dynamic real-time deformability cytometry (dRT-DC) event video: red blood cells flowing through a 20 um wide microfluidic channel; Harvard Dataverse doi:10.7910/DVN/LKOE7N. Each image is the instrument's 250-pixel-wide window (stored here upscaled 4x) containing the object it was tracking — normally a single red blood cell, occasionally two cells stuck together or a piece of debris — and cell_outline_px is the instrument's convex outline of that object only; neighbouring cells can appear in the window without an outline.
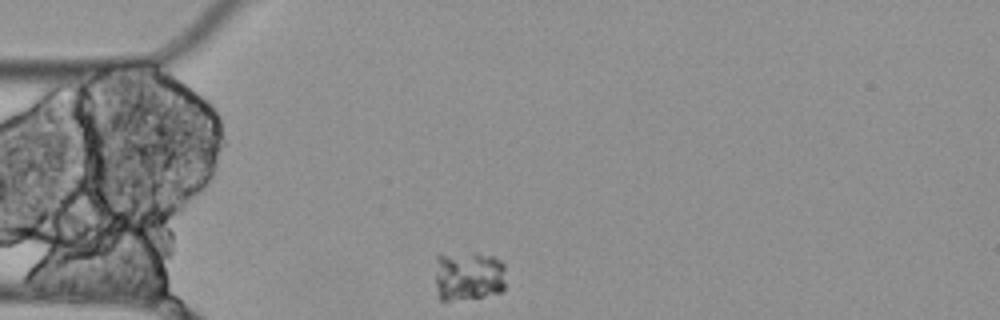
{"species": "Egyptian fruit bat (a non-hibernating species)", "species_latin": "Rousettus aegyptiacus", "temperature_condition": "cold", "stored_images_in_passage": 6, "camera_frame_rate_fps": 3000, "um_per_image_px": 0.085, "animal": {"sex": "female"}, "frame": {"image": 1, "passage_image": 1, "time_ms": 0.0, "image_size_px": [1000, 320], "cell_outline_px": [[504, 288], [500, 292], [480, 296], [448, 300], [440, 300], [436, 284], [436, 256], [476, 252], [492, 256], [500, 260], [504, 264]], "centroid_in_image_um": [39.82, 23.43], "position_along_channel_um": 45.2, "area_um2": 20.29}}
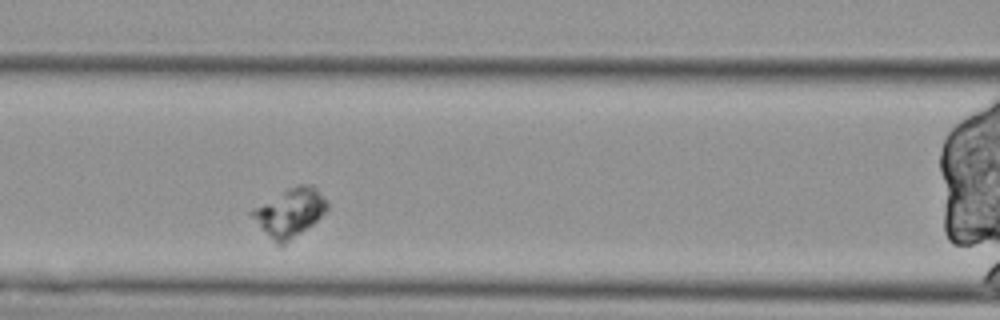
{"frame": {"image": 2, "passage_image": 4, "time_ms": 1.0, "image_size_px": [1000, 320], "cell_outline_px": [[328, 208], [312, 224], [280, 248], [276, 244], [248, 212], [288, 188], [300, 184], [312, 184], [328, 200]], "centroid_in_image_um": [24.67, 18.06], "position_along_channel_um": 141.9, "area_um2": 20.69}}
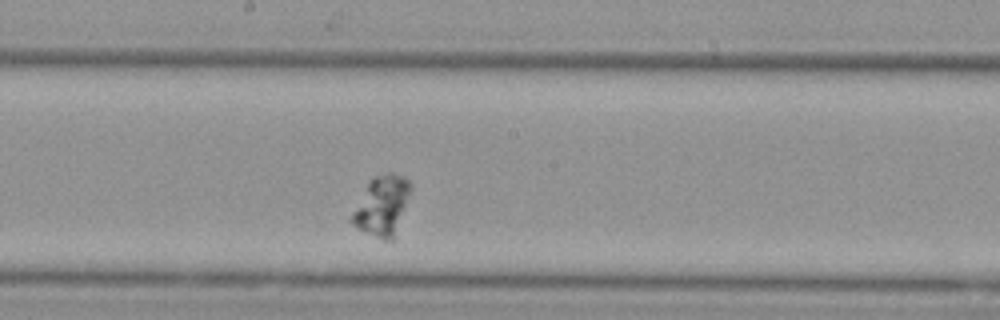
{"frame": {"image": 3, "passage_image": 6, "time_ms": 1.667, "image_size_px": [1000, 320], "cell_outline_px": [[412, 188], [392, 240], [384, 240], [356, 228], [348, 220], [368, 180], [372, 176], [388, 172], [392, 172], [408, 180], [412, 184]], "centroid_in_image_um": [32.43, 17.44], "position_along_channel_um": 215.8, "area_um2": 20.35}}